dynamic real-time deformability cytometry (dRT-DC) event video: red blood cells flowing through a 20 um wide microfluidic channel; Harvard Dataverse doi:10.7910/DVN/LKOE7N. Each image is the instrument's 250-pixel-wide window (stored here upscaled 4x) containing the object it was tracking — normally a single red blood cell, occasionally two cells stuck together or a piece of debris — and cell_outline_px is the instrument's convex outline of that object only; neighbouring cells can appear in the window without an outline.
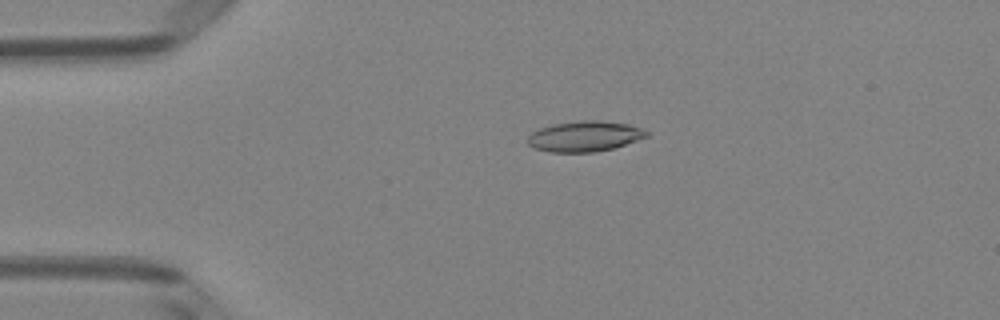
{"species": "Egyptian fruit bat (a non-hibernating species)", "species_latin": "Rousettus aegyptiacus", "temperature_condition": "room temperature", "stored_images_in_passage": 5, "camera_frame_rate_fps": 3000, "um_per_image_px": 0.085, "animal": {"sex": "female"}, "frame": {"image": 1, "passage_image": 4, "time_ms": 1.0, "image_size_px": [1000, 320], "cell_outline_px": [[648, 136], [612, 148], [596, 152], [548, 152], [532, 148], [528, 144], [528, 136], [532, 132], [540, 128], [552, 124], [580, 120], [600, 120], [628, 124], [640, 128], [648, 132]], "centroid_in_image_um": [49.64, 11.58], "position_along_channel_um": 35.4, "area_um2": 21.1}}